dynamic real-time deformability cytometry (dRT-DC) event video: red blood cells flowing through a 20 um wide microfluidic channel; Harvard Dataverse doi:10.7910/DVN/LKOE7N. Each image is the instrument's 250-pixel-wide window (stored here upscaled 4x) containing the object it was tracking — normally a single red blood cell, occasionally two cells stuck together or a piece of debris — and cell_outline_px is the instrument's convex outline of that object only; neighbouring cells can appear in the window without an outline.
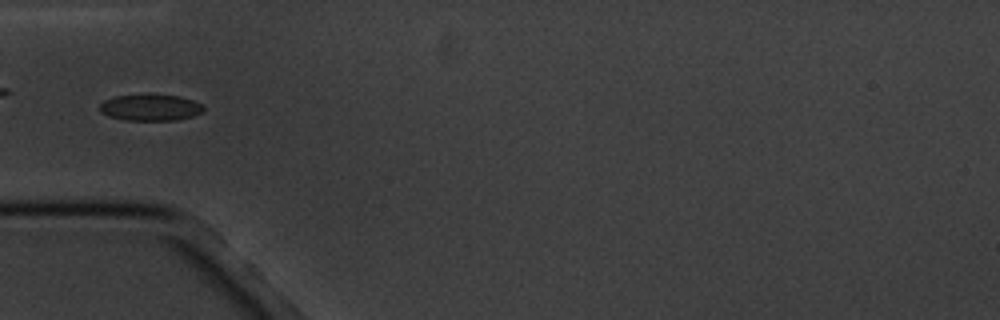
{"species": "common noctule bat (a hibernating species)", "species_latin": "Nyctalus noctula", "temperature_condition": "cold", "stored_images_in_passage": 7, "camera_frame_rate_fps": 3000, "um_per_image_px": 0.085, "animal": {"sex": "male", "body_mass_g": 20.1, "forearm_length_mm": 53.5}, "frame": {"image": 1, "passage_image": 5, "time_ms": 5.667, "image_size_px": [1000, 320], "cell_outline_px": [[204, 112], [192, 116], [176, 120], [124, 120], [108, 116], [100, 112], [100, 104], [104, 100], [116, 96], [180, 96], [192, 100], [200, 104], [204, 108]], "centroid_in_image_um": [12.78, 9.17], "position_along_channel_um": 72.2, "area_um2": 15.55}}
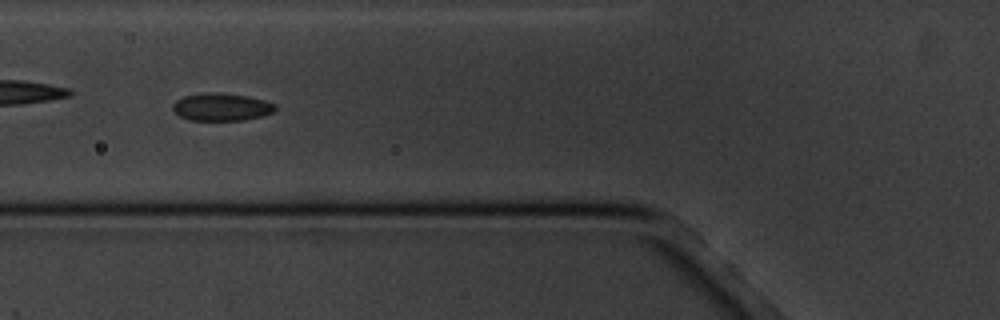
{"frame": {"image": 2, "passage_image": 6, "time_ms": 6.667, "image_size_px": [1000, 320], "cell_outline_px": [[276, 108], [272, 112], [260, 116], [244, 120], [188, 120], [180, 116], [172, 108], [172, 104], [176, 100], [184, 96], [208, 92], [244, 96], [264, 100], [276, 104]], "centroid_in_image_um": [18.79, 9.1], "position_along_channel_um": 107.0, "area_um2": 16.18}}
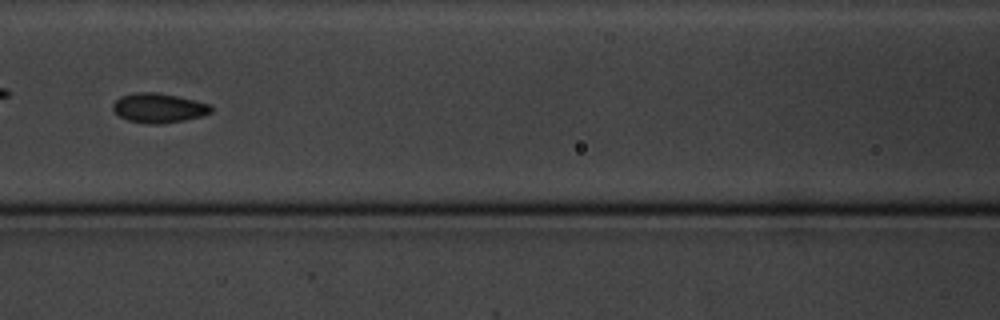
{"frame": {"image": 3, "passage_image": 7, "time_ms": 8.0, "image_size_px": [1000, 320], "cell_outline_px": [[212, 112], [200, 116], [184, 120], [160, 124], [148, 124], [128, 120], [120, 116], [112, 108], [112, 104], [120, 96], [132, 92], [156, 92], [196, 100], [208, 104], [212, 108]], "centroid_in_image_um": [13.46, 9.17], "position_along_channel_um": 153.1, "area_um2": 16.82}}